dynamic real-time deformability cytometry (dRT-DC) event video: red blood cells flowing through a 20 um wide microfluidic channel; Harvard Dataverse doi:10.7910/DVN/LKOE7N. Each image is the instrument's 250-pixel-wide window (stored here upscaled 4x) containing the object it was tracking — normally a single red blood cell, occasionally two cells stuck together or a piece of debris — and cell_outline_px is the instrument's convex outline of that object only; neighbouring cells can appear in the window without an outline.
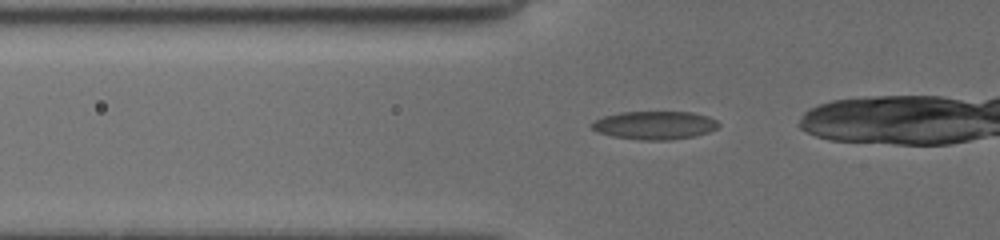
{"species": "common noctule bat (a hibernating species)", "species_latin": "Nyctalus noctula", "temperature_condition": "cold", "stored_images_in_passage": 8, "camera_frame_rate_fps": 3000, "um_per_image_px": 0.085, "animal": {"sex": "female", "body_mass_g": 19.5, "forearm_length_mm": 54.1}, "frame": {"image": 1, "passage_image": 5, "time_ms": 3.333, "image_size_px": [1000, 240], "cell_outline_px": [[720, 124], [716, 128], [708, 132], [692, 136], [672, 140], [640, 140], [612, 136], [596, 132], [588, 124], [592, 120], [604, 116], [620, 112], [692, 112], [708, 116], [716, 120]], "centroid_in_image_um": [55.59, 10.64], "position_along_channel_um": 70.2, "area_um2": 21.04}}
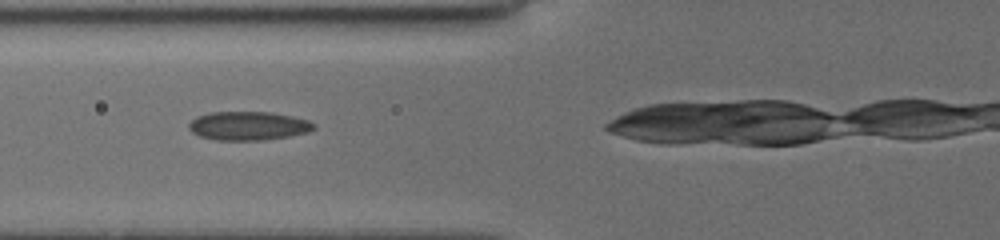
{"frame": {"image": 2, "passage_image": 6, "time_ms": 4.333, "image_size_px": [1000, 240], "cell_outline_px": [[316, 128], [308, 132], [288, 136], [264, 140], [216, 140], [200, 136], [192, 132], [188, 128], [188, 124], [196, 116], [208, 112], [272, 112], [292, 116], [308, 120], [316, 124]], "centroid_in_image_um": [21.1, 10.69], "position_along_channel_um": 104.7, "area_um2": 21.04}}